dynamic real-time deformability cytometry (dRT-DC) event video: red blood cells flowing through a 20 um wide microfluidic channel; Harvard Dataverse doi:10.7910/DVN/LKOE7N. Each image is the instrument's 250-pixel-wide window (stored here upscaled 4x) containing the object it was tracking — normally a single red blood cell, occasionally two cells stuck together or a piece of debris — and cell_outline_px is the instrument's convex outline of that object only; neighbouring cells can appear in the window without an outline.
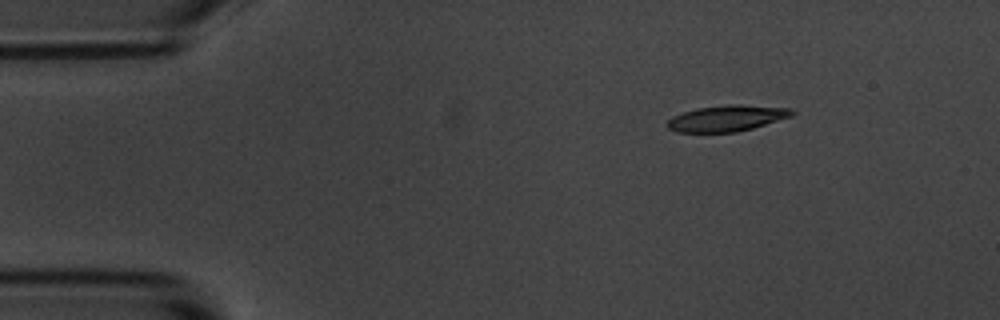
{"species": "common noctule bat (a hibernating species)", "species_latin": "Nyctalus noctula", "temperature_condition": "room temperature", "stored_images_in_passage": 4, "camera_frame_rate_fps": 3000, "um_per_image_px": 0.085, "animal": {"sex": "male", "body_mass_g": 20.1, "forearm_length_mm": 53.5}, "frame": {"image": 1, "passage_image": 1, "time_ms": 0.0, "image_size_px": [1000, 320], "cell_outline_px": [[796, 112], [792, 116], [752, 128], [736, 132], [676, 132], [668, 128], [668, 120], [672, 116], [696, 108], [728, 104], [740, 104], [792, 108]], "centroid_in_image_um": [61.81, 10.04], "position_along_channel_um": 23.2, "area_um2": 18.96}}
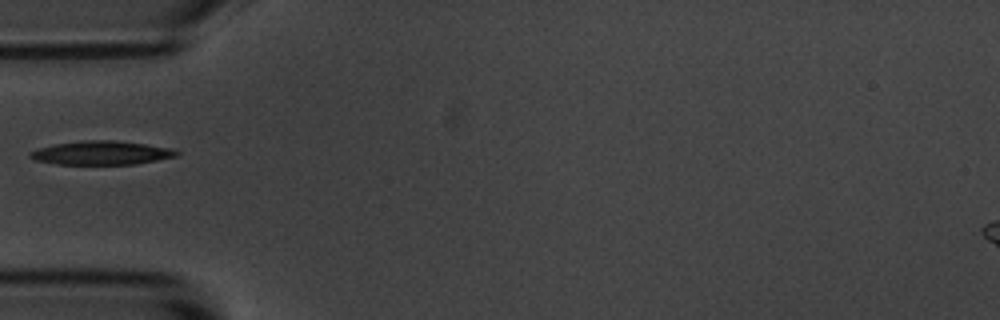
{"frame": {"image": 2, "passage_image": 4, "time_ms": 3.333, "image_size_px": [1000, 320], "cell_outline_px": [[180, 152], [176, 156], [136, 164], [56, 164], [36, 160], [28, 156], [28, 152], [40, 148], [56, 144], [84, 140], [112, 140], [144, 144], [168, 148]], "centroid_in_image_um": [8.58, 13.0], "position_along_channel_um": 76.4, "area_um2": 19.94}}